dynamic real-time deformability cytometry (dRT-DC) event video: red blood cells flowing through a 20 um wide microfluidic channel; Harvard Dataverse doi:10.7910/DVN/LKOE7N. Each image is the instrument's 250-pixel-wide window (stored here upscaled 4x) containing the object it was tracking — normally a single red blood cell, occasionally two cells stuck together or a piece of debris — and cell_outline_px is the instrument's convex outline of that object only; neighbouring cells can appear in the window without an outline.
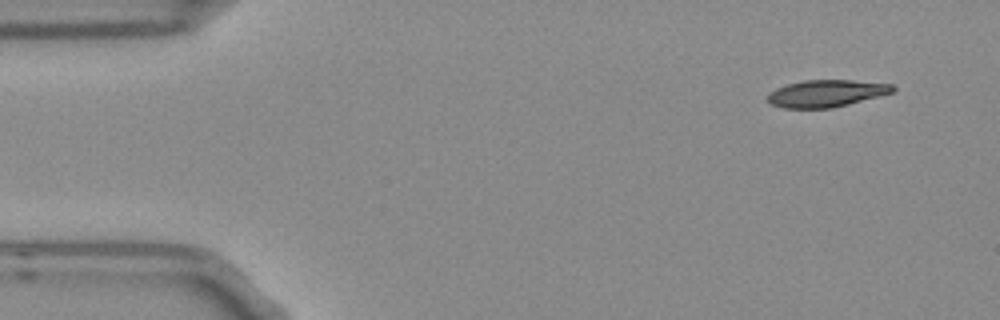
{"species": "Egyptian fruit bat (a non-hibernating species)", "species_latin": "Rousettus aegyptiacus", "temperature_condition": "room temperature", "stored_images_in_passage": 4, "camera_frame_rate_fps": 3000, "um_per_image_px": 0.085, "frame": {"image": 1, "passage_image": 1, "time_ms": 0.0, "image_size_px": [1000, 320], "cell_outline_px": [[896, 88], [892, 92], [848, 104], [832, 108], [784, 108], [772, 104], [768, 100], [768, 92], [776, 88], [788, 84], [804, 80], [852, 80], [892, 84]], "centroid_in_image_um": [70.21, 7.93], "position_along_channel_um": 14.8, "area_um2": 19.54}}